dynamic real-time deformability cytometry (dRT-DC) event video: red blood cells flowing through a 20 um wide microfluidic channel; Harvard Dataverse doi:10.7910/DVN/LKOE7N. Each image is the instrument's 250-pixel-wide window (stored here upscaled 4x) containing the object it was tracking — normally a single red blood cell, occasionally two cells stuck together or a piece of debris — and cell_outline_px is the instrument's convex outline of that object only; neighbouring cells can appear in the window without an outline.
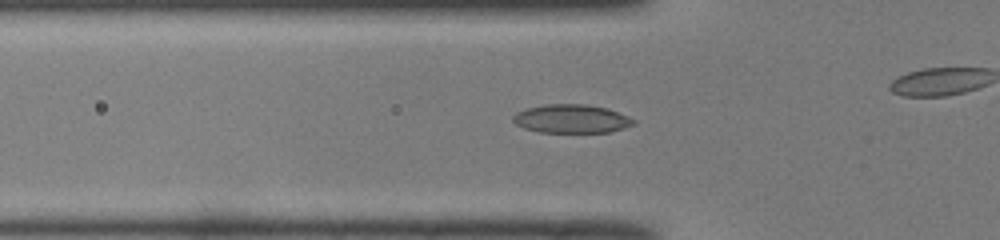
{"species": "common noctule bat (a hibernating species)", "species_latin": "Nyctalus noctula", "temperature_condition": "room temperature", "stored_images_in_passage": 25, "camera_frame_rate_fps": 3000, "um_per_image_px": 0.085, "animal": {"sex": "male", "body_mass_g": 19.0, "forearm_length_mm": 50.8}, "frame": {"image": 1, "passage_image": 2, "time_ms": 0.333, "image_size_px": [1000, 240], "cell_outline_px": [[636, 124], [624, 128], [608, 132], [540, 132], [524, 128], [516, 124], [512, 120], [512, 116], [516, 112], [528, 108], [544, 104], [588, 104], [608, 108], [628, 116], [636, 120]], "centroid_in_image_um": [48.59, 10.09], "position_along_channel_um": 77.2, "area_um2": 20.17}}
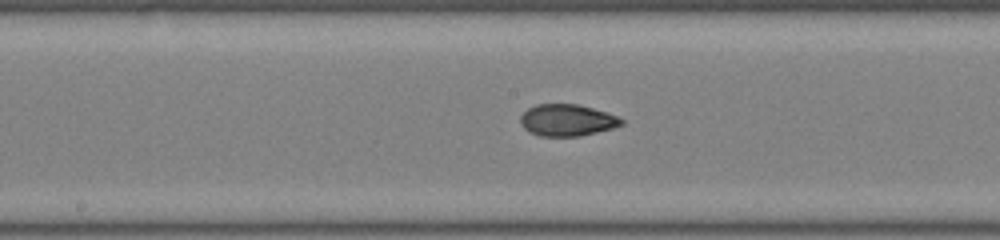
{"frame": {"image": 2, "passage_image": 11, "time_ms": 3.333, "image_size_px": [1000, 240], "cell_outline_px": [[624, 124], [612, 128], [580, 136], [540, 136], [528, 132], [520, 124], [520, 116], [528, 108], [536, 104], [580, 104], [608, 112], [624, 120]], "centroid_in_image_um": [48.19, 10.21], "position_along_channel_um": 200.0, "area_um2": 18.84}}
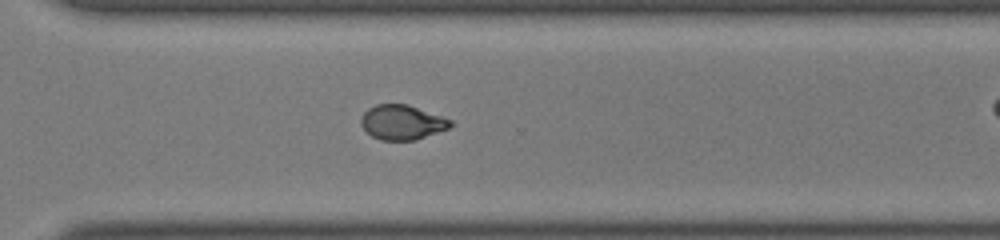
{"frame": {"image": 3, "passage_image": 21, "time_ms": 6.667, "image_size_px": [1000, 240], "cell_outline_px": [[452, 128], [416, 140], [380, 140], [372, 136], [360, 124], [360, 120], [364, 112], [368, 108], [376, 104], [408, 104], [452, 120]], "centroid_in_image_um": [34.2, 10.4], "position_along_channel_um": 336.4, "area_um2": 18.21}}